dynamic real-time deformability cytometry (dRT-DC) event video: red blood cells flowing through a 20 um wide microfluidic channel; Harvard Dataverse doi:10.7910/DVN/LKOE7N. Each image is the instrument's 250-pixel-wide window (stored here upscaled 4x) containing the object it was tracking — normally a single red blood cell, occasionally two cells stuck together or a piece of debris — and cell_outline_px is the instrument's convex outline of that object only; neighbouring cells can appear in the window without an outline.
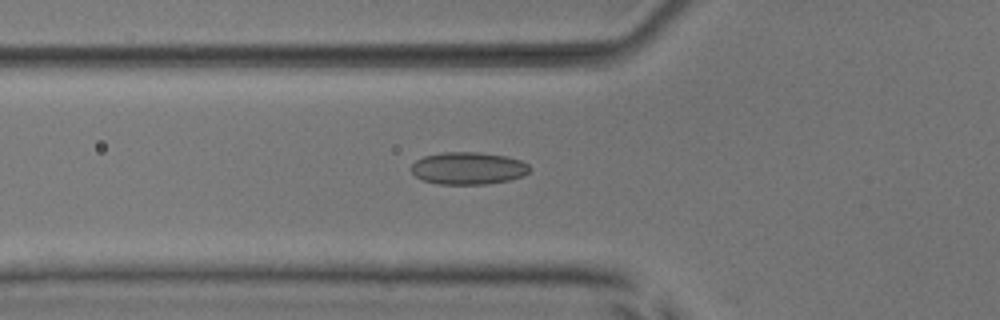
{"species": "common noctule bat (a hibernating species)", "species_latin": "Nyctalus noctula", "temperature_condition": "room temperature", "stored_images_in_passage": 52, "camera_frame_rate_fps": 3000, "um_per_image_px": 0.085, "animal": {"sex": "male", "body_mass_g": 17.9, "forearm_length_mm": 54.2}, "frame": {"image": 1, "passage_image": 19, "time_ms": 6.0, "image_size_px": [1000, 320], "cell_outline_px": [[532, 168], [524, 176], [508, 180], [484, 184], [440, 184], [424, 180], [416, 176], [412, 172], [412, 164], [416, 160], [424, 156], [444, 152], [480, 152], [504, 156], [520, 160], [528, 164]], "centroid_in_image_um": [39.82, 14.3], "position_along_channel_um": 86.0, "area_um2": 22.2}}
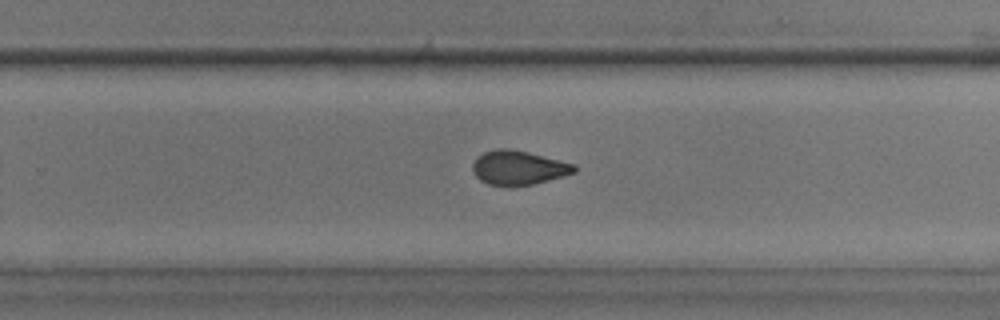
{"frame": {"image": 2, "passage_image": 34, "time_ms": 11.0, "image_size_px": [1000, 320], "cell_outline_px": [[576, 172], [532, 184], [488, 184], [480, 180], [476, 176], [472, 168], [472, 164], [484, 152], [496, 148], [508, 148], [528, 152], [576, 164]], "centroid_in_image_um": [44.08, 14.22], "position_along_channel_um": 285.7, "area_um2": 19.71}}
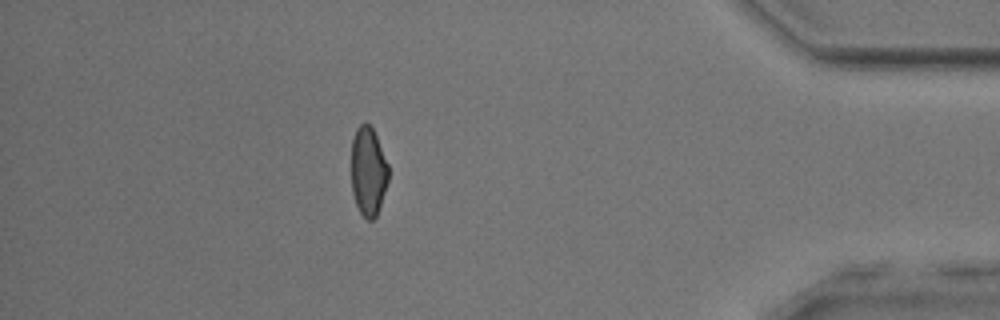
{"frame": {"image": 3, "passage_image": 46, "time_ms": 15.0, "image_size_px": [1000, 320], "cell_outline_px": [[388, 180], [380, 208], [376, 216], [372, 220], [368, 220], [360, 212], [356, 204], [352, 192], [352, 140], [356, 128], [364, 120], [372, 128], [376, 136], [388, 164]], "centroid_in_image_um": [31.3, 14.56], "position_along_channel_um": 403.9, "area_um2": 19.19}, "authors_computed_cell_mechanics": {"area_um2": 20.9236, "velocity_mm_per_s": 3.9985, "shape_relaxation_time_tau1_ms": null, "shape_relaxation_time_tau2_ms": 1.1947, "deformation_change_tau1": null, "deformation_change_tau2": 0.0578}}